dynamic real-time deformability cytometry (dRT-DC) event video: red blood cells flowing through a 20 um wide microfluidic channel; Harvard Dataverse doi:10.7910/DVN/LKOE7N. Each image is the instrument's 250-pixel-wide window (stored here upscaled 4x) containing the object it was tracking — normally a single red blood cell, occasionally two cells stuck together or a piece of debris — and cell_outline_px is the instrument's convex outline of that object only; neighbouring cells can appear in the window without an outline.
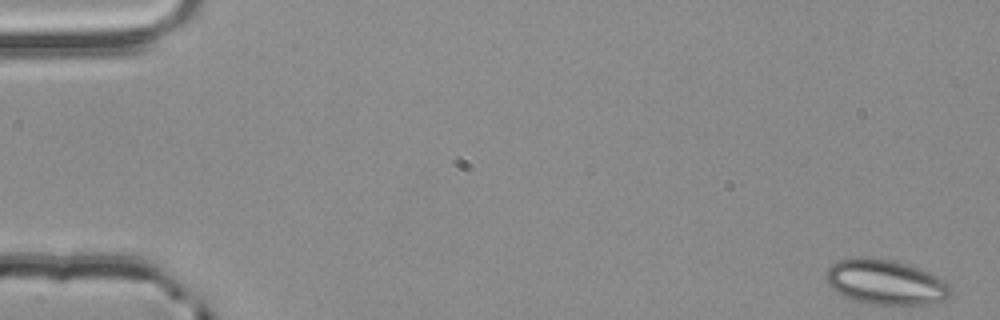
{"species": "common noctule bat (a hibernating species)", "species_latin": "Nyctalus noctula", "temperature_condition": "room temperature", "stored_images_in_passage": 54, "camera_frame_rate_fps": 3000, "um_per_image_px": 0.085, "animal": {"sex": "male", "body_mass_g": 20.4}, "frame": {"image": 1, "passage_image": 1, "time_ms": 0.0, "image_size_px": [1000, 320], "cell_outline_px": [[952, 292], [944, 300], [928, 304], [876, 304], [856, 300], [840, 296], [824, 280], [828, 268], [832, 264], [840, 260], [860, 256], [864, 256], [892, 260], [928, 272], [936, 276], [948, 284], [952, 288]], "centroid_in_image_um": [75.23, 23.98], "position_along_channel_um": 9.8, "area_um2": 32.43}}
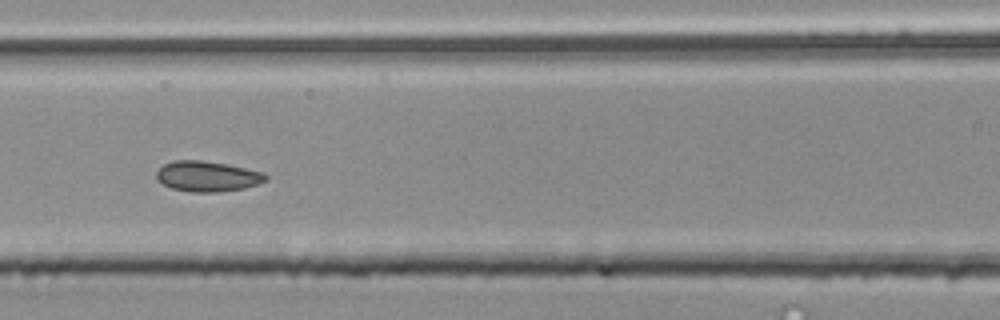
{"frame": {"image": 2, "passage_image": 24, "time_ms": 7.667, "image_size_px": [1000, 320], "cell_outline_px": [[268, 180], [244, 188], [220, 192], [192, 192], [172, 188], [156, 180], [156, 172], [164, 164], [172, 160], [200, 160], [228, 164], [264, 172], [268, 176]], "centroid_in_image_um": [17.63, 14.98], "position_along_channel_um": 149.0, "area_um2": 19.48}}
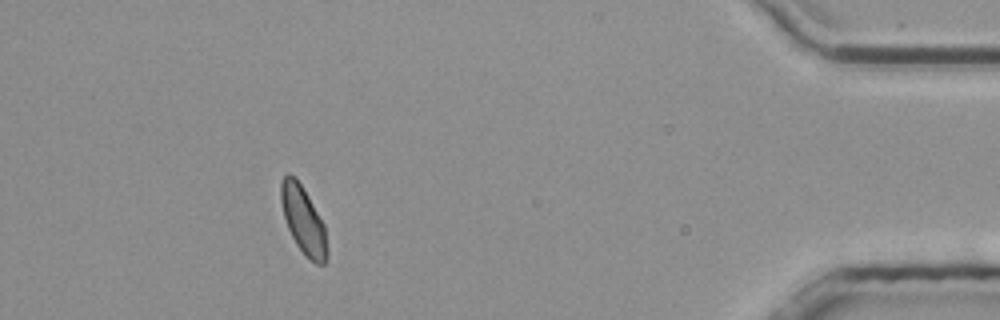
{"frame": {"image": 3, "passage_image": 49, "time_ms": 16.0, "image_size_px": [1000, 320], "cell_outline_px": [[328, 260], [324, 264], [316, 264], [296, 244], [288, 228], [284, 216], [280, 200], [280, 180], [288, 172], [296, 176], [308, 196], [324, 224], [328, 248]], "centroid_in_image_um": [25.78, 18.68], "position_along_channel_um": 409.4, "area_um2": 18.15}, "authors_computed_cell_mechanics": {"area_um2": 18.9584, "velocity_mm_per_s": 3.8321, "shape_relaxation_time_tau1_ms": 3.538, "shape_relaxation_time_tau2_ms": 2.9678, "deformation_change_tau1": 0.0538, "deformation_change_tau2": 0.0564}}